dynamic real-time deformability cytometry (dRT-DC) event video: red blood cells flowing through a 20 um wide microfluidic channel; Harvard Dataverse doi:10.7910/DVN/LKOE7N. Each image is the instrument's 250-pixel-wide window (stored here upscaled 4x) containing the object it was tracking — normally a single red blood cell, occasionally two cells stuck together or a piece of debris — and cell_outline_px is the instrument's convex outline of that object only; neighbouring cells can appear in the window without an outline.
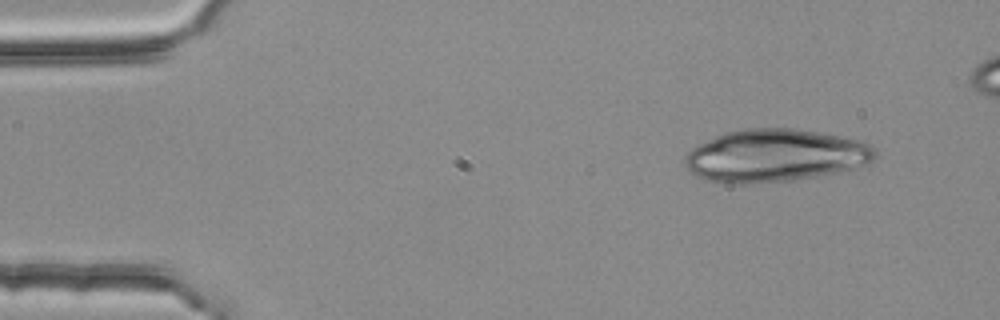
{"species": "common noctule bat (a hibernating species)", "species_latin": "Nyctalus noctula", "temperature_condition": "room temperature", "stored_images_in_passage": 4, "camera_frame_rate_fps": 3000, "um_per_image_px": 0.085, "animal": {"sex": "female", "body_mass_g": 25.1}, "frame": {"image": 1, "passage_image": 2, "time_ms": 0.333, "image_size_px": [1000, 320], "cell_outline_px": [[876, 156], [872, 160], [864, 164], [840, 172], [796, 180], [708, 180], [692, 176], [684, 164], [684, 156], [692, 148], [716, 136], [728, 132], [748, 128], [792, 128], [816, 132], [856, 140], [872, 144], [876, 148]], "centroid_in_image_um": [65.91, 13.19], "position_along_channel_um": 19.1, "area_um2": 56.88}}